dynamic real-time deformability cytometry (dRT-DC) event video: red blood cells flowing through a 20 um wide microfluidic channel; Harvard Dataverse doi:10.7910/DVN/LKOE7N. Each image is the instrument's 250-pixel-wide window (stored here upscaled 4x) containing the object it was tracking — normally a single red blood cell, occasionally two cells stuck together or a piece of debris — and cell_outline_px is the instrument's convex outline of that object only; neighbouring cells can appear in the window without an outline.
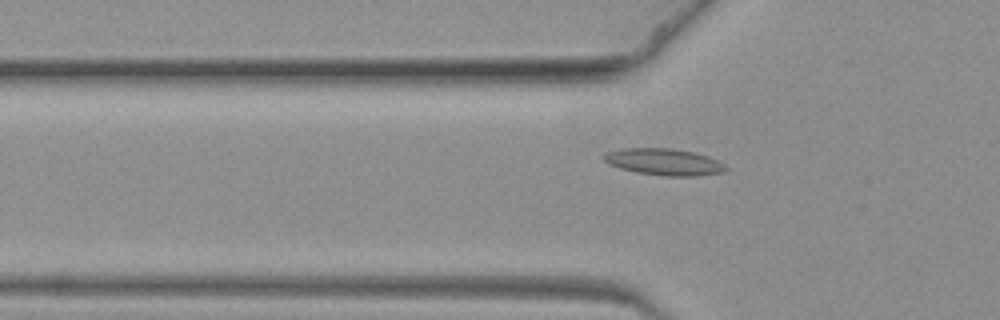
{"species": "common noctule bat (a hibernating species)", "species_latin": "Nyctalus noctula", "temperature_condition": "warm", "stored_images_in_passage": 58, "camera_frame_rate_fps": 3000, "um_per_image_px": 0.085, "animal": {"sex": "female", "body_mass_g": 19.3, "forearm_length_mm": 54.1}, "frame": {"image": 1, "passage_image": 23, "time_ms": 7.333, "image_size_px": [1000, 320], "cell_outline_px": [[728, 168], [724, 172], [696, 176], [668, 176], [636, 172], [620, 168], [608, 164], [600, 156], [604, 152], [620, 148], [672, 148], [692, 152], [708, 156], [724, 164]], "centroid_in_image_um": [56.39, 13.75], "position_along_channel_um": 69.4, "area_um2": 19.07}}
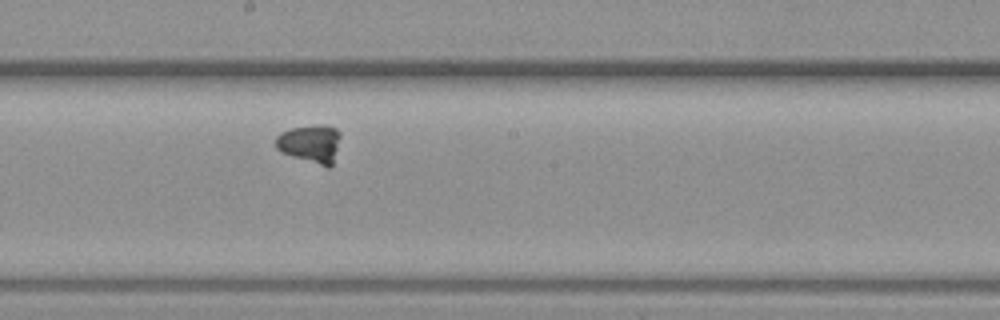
{"frame": {"image": 2, "passage_image": 38, "time_ms": 12.333, "image_size_px": [1000, 320], "cell_outline_px": [[340, 136], [332, 164], [328, 168], [280, 152], [276, 148], [276, 136], [280, 132], [292, 128], [316, 124], [324, 124], [336, 128], [340, 132]], "centroid_in_image_um": [26.36, 12.19], "position_along_channel_um": 221.8, "area_um2": 14.45}}
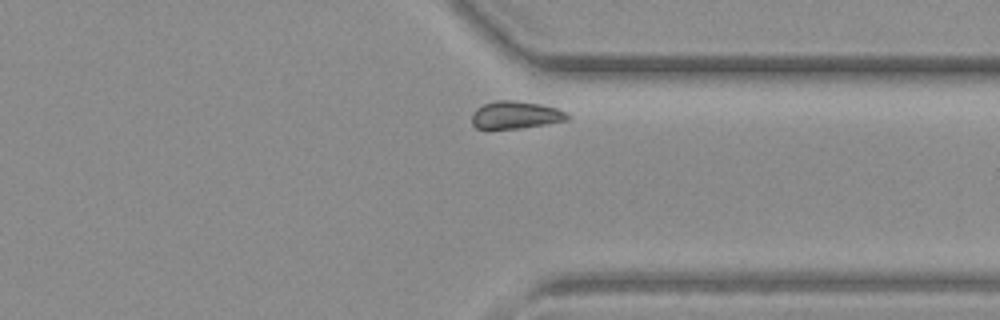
{"frame": {"image": 3, "passage_image": 53, "time_ms": 17.333, "image_size_px": [1000, 320], "cell_outline_px": [[572, 116], [568, 120], [520, 128], [476, 128], [472, 124], [472, 112], [476, 108], [484, 104], [496, 100], [512, 100], [540, 104], [556, 108], [568, 112]], "centroid_in_image_um": [43.84, 9.76], "position_along_channel_um": 367.6, "area_um2": 15.32}}